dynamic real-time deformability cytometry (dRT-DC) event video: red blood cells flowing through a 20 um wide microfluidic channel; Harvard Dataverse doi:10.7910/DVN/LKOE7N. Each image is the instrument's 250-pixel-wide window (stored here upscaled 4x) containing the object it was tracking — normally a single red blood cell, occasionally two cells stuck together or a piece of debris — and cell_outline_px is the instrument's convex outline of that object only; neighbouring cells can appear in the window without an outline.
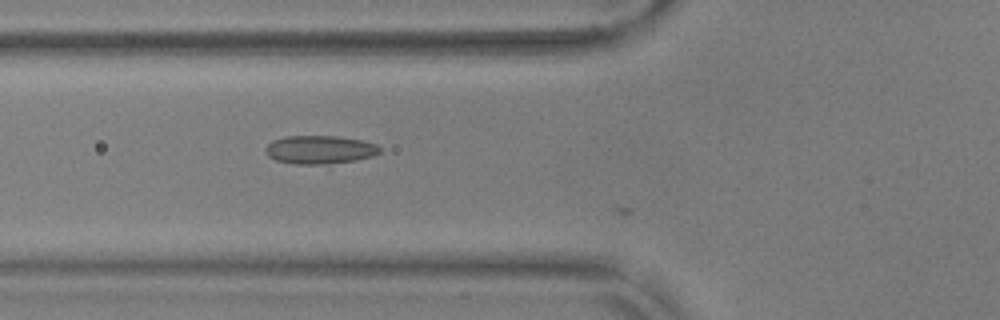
{"species": "common noctule bat (a hibernating species)", "species_latin": "Nyctalus noctula", "temperature_condition": "warm", "stored_images_in_passage": 6, "camera_frame_rate_fps": 3000, "um_per_image_px": 0.085, "animal": {"sex": "male", "body_mass_g": 17.9, "forearm_length_mm": 54.2}, "frame": {"image": 1, "passage_image": 4, "time_ms": 1.0, "image_size_px": [1000, 320], "cell_outline_px": [[380, 152], [372, 156], [356, 160], [324, 164], [296, 164], [276, 160], [268, 156], [264, 152], [264, 148], [272, 140], [288, 136], [336, 136], [360, 140], [376, 144], [380, 148]], "centroid_in_image_um": [27.14, 12.72], "position_along_channel_um": 98.7, "area_um2": 18.79}}